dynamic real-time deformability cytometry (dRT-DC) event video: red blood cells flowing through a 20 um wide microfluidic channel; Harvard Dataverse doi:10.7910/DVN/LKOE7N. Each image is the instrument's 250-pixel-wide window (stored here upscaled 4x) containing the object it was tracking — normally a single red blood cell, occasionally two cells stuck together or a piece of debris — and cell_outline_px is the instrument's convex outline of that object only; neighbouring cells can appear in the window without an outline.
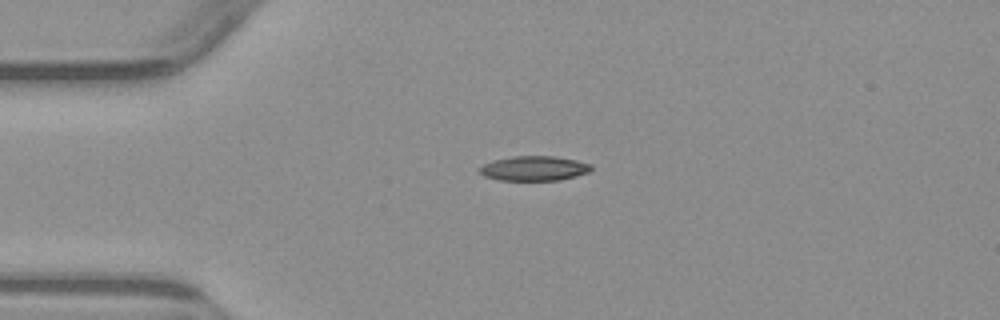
{"species": "common noctule bat (a hibernating species)", "species_latin": "Nyctalus noctula", "temperature_condition": "warm", "stored_images_in_passage": 2, "camera_frame_rate_fps": 3000, "um_per_image_px": 0.085, "animal": {"sex": "male", "body_mass_g": 23.1, "forearm_length_mm": 52.7}, "frame": {"image": 1, "passage_image": 1, "time_ms": 0.0, "image_size_px": [1000, 320], "cell_outline_px": [[592, 168], [588, 172], [576, 176], [560, 180], [500, 180], [484, 176], [476, 168], [492, 160], [512, 156], [556, 156], [576, 160], [592, 164]], "centroid_in_image_um": [45.38, 14.3], "position_along_channel_um": 39.6, "area_um2": 16.18}}